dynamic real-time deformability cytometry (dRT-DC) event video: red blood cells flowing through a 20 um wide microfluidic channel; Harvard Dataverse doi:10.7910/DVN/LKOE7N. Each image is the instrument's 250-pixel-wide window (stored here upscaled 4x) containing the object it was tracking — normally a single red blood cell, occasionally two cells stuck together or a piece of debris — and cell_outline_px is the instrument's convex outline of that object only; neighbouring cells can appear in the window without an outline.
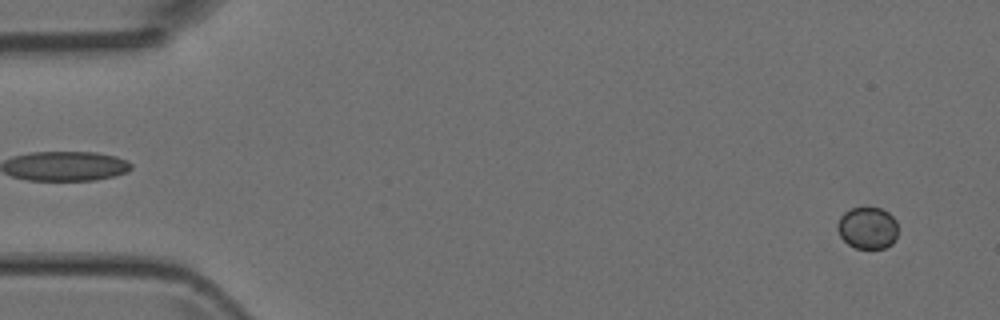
{"species": "Egyptian fruit bat (a non-hibernating species)", "species_latin": "Rousettus aegyptiacus", "temperature_condition": "room temperature", "stored_images_in_passage": 50, "camera_frame_rate_fps": 3000, "um_per_image_px": 0.085, "animal": {"sex": "female"}, "frame": {"image": 1, "passage_image": 3, "time_ms": 0.667, "image_size_px": [1000, 320], "cell_outline_px": [[896, 236], [892, 244], [884, 248], [856, 248], [848, 244], [840, 236], [836, 228], [836, 224], [840, 216], [844, 212], [852, 208], [880, 208], [888, 212], [896, 220]], "centroid_in_image_um": [73.71, 19.37], "position_along_channel_um": 11.3, "area_um2": 14.74}}
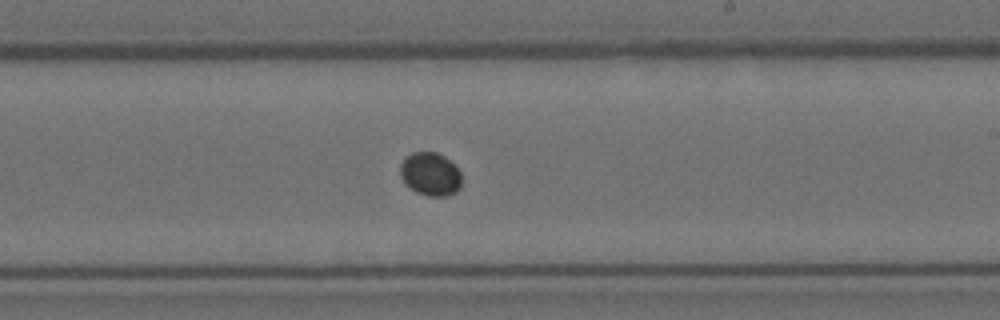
{"frame": {"image": 2, "passage_image": 30, "time_ms": 9.667, "image_size_px": [1000, 320], "cell_outline_px": [[460, 188], [456, 192], [448, 196], [428, 196], [416, 192], [400, 176], [400, 164], [412, 152], [436, 152], [444, 156], [460, 172]], "centroid_in_image_um": [36.59, 14.8], "position_along_channel_um": 252.4, "area_um2": 15.2}}
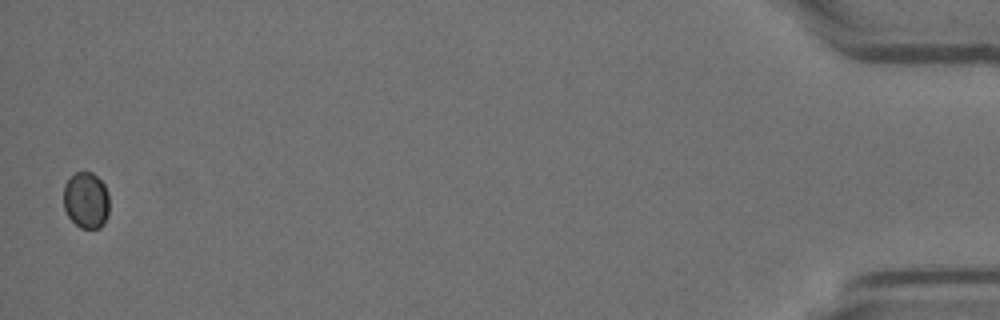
{"frame": {"image": 3, "passage_image": 50, "time_ms": 16.333, "image_size_px": [1000, 320], "cell_outline_px": [[108, 212], [104, 224], [100, 228], [80, 228], [68, 216], [64, 208], [64, 184], [76, 172], [92, 172], [104, 184], [108, 192]], "centroid_in_image_um": [7.32, 17.03], "position_along_channel_um": 427.9, "area_um2": 14.97}}